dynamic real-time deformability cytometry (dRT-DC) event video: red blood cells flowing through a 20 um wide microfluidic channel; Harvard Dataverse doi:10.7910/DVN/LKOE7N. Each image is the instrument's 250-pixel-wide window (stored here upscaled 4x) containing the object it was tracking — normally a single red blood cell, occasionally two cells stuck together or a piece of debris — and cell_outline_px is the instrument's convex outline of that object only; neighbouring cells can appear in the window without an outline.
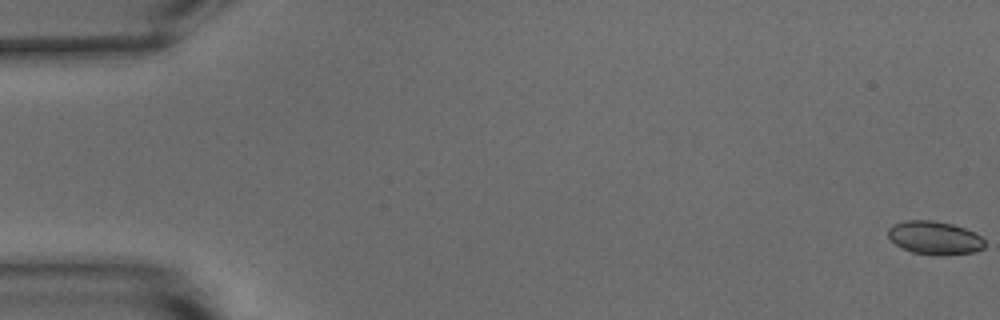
{"species": "common noctule bat (a hibernating species)", "species_latin": "Nyctalus noctula", "temperature_condition": "warm", "stored_images_in_passage": 55, "camera_frame_rate_fps": 3000, "um_per_image_px": 0.085, "animal": {"sex": "male", "body_mass_g": 15.6}, "frame": {"image": 1, "passage_image": 1, "time_ms": 0.0, "image_size_px": [1000, 320], "cell_outline_px": [[984, 248], [976, 252], [944, 256], [936, 256], [912, 252], [896, 244], [888, 236], [888, 228], [892, 224], [904, 220], [932, 220], [952, 224], [964, 228], [980, 236], [984, 240]], "centroid_in_image_um": [79.44, 20.22], "position_along_channel_um": 5.6, "area_um2": 18.9}}
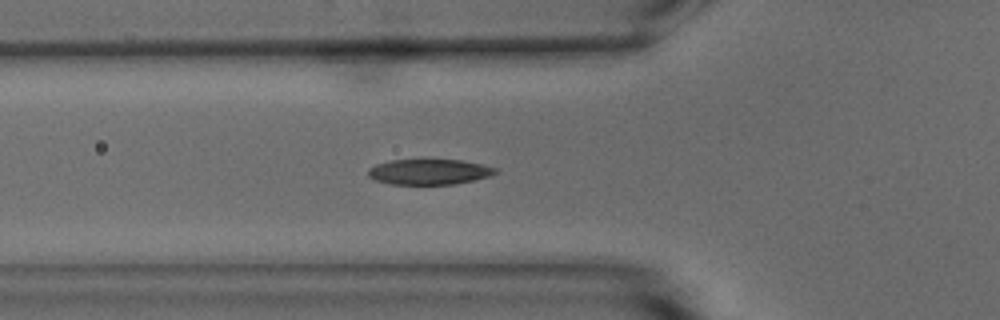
{"frame": {"image": 2, "passage_image": 20, "time_ms": 6.333, "image_size_px": [1000, 320], "cell_outline_px": [[500, 172], [488, 176], [472, 180], [452, 184], [392, 184], [376, 180], [368, 176], [368, 168], [376, 164], [392, 160], [460, 160], [480, 164], [496, 168]], "centroid_in_image_um": [36.46, 14.6], "position_along_channel_um": 89.3, "area_um2": 18.61}}
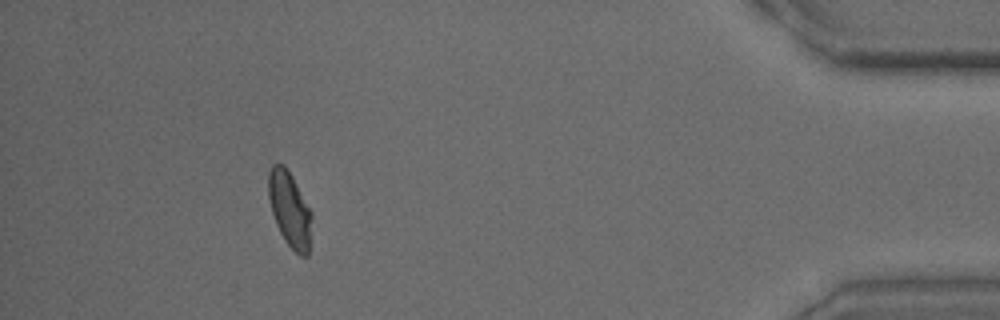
{"frame": {"image": 3, "passage_image": 50, "time_ms": 16.333, "image_size_px": [1000, 320], "cell_outline_px": [[312, 216], [308, 256], [300, 256], [284, 240], [276, 224], [268, 200], [268, 172], [272, 164], [284, 164], [292, 176], [312, 212]], "centroid_in_image_um": [24.61, 17.78], "position_along_channel_um": 410.6, "area_um2": 19.02}, "authors_computed_cell_mechanics": {"area_um2": 19.2474, "velocity_mm_per_s": 3.773, "shape_relaxation_time_tau1_ms": 2.8173, "shape_relaxation_time_tau2_ms": 1.3391, "deformation_change_tau1": 0.1451, "deformation_change_tau2": 0.0564}}